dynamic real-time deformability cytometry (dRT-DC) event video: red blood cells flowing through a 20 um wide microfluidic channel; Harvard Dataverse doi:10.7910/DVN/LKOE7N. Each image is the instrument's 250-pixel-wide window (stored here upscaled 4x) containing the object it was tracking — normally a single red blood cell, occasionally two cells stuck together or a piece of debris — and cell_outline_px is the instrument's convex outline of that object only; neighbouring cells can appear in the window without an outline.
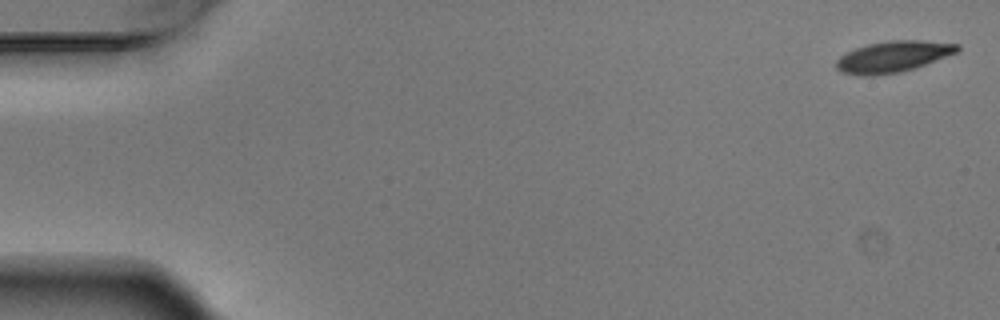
{"species": "Egyptian fruit bat (a non-hibernating species)", "species_latin": "Rousettus aegyptiacus", "temperature_condition": "warm", "stored_images_in_passage": 7, "camera_frame_rate_fps": 3000, "um_per_image_px": 0.085, "animal": {"sex": "male"}, "frame": {"image": 1, "passage_image": 1, "time_ms": 0.0, "image_size_px": [1000, 320], "cell_outline_px": [[960, 48], [956, 52], [924, 64], [900, 72], [872, 76], [860, 76], [840, 72], [836, 68], [836, 60], [840, 56], [856, 48], [868, 44], [888, 40], [920, 40], [960, 44]], "centroid_in_image_um": [75.86, 4.81], "position_along_channel_um": 9.1, "area_um2": 21.79}}
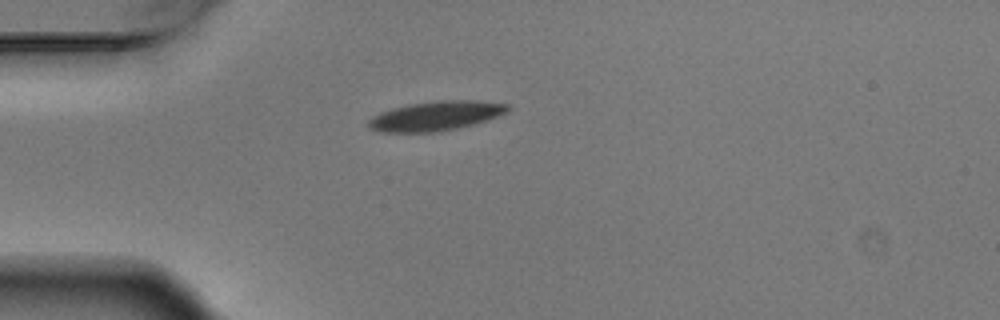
{"frame": {"image": 2, "passage_image": 5, "time_ms": 1.333, "image_size_px": [1000, 320], "cell_outline_px": [[512, 108], [508, 112], [488, 120], [456, 128], [436, 132], [384, 132], [368, 128], [368, 120], [372, 116], [380, 112], [392, 108], [408, 104], [436, 100], [480, 100], [512, 104]], "centroid_in_image_um": [37.09, 9.83], "position_along_channel_um": 47.9, "area_um2": 24.22}}
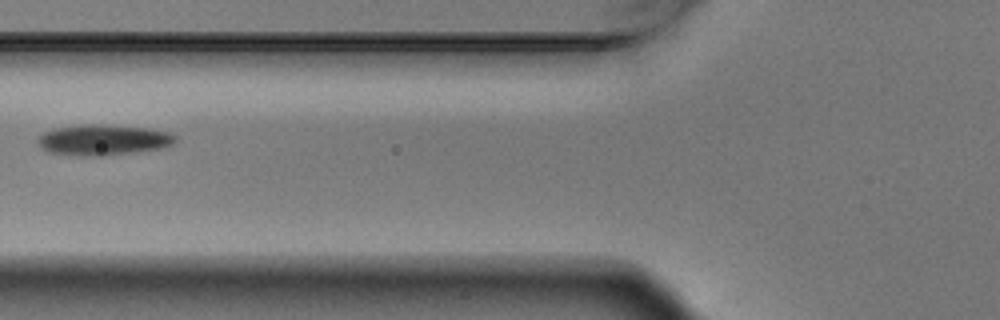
{"frame": {"image": 3, "passage_image": 7, "time_ms": 2.0, "image_size_px": [1000, 320], "cell_outline_px": [[176, 144], [164, 148], [136, 152], [100, 156], [80, 156], [48, 152], [40, 148], [36, 140], [44, 132], [56, 128], [80, 124], [96, 124], [148, 128], [168, 132], [176, 136]], "centroid_in_image_um": [8.78, 11.9], "position_along_channel_um": 117.0, "area_um2": 24.85}}